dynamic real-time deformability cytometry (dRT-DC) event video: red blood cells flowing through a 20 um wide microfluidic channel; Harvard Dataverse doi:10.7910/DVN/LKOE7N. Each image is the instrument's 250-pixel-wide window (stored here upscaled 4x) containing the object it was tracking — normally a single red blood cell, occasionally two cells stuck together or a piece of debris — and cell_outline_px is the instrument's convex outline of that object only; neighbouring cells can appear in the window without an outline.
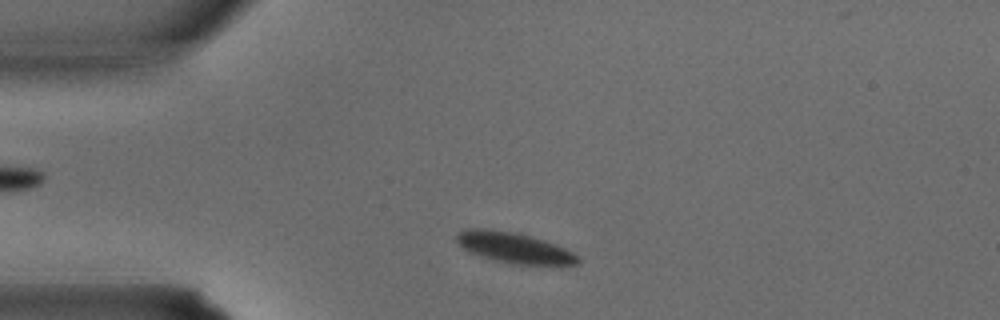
{"species": "common noctule bat (a hibernating species)", "species_latin": "Nyctalus noctula", "temperature_condition": "warm", "stored_images_in_passage": 25, "camera_frame_rate_fps": 3000, "um_per_image_px": 0.085, "animal": {"sex": "male", "body_mass_g": 15.6}, "frame": {"image": 1, "passage_image": 3, "time_ms": 0.667, "image_size_px": [1000, 320], "cell_outline_px": [[580, 264], [512, 264], [492, 260], [468, 252], [456, 240], [456, 236], [464, 228], [492, 228], [520, 232], [544, 240], [564, 248], [572, 252], [580, 260]], "centroid_in_image_um": [43.64, 21.03], "position_along_channel_um": 41.4, "area_um2": 21.79}}
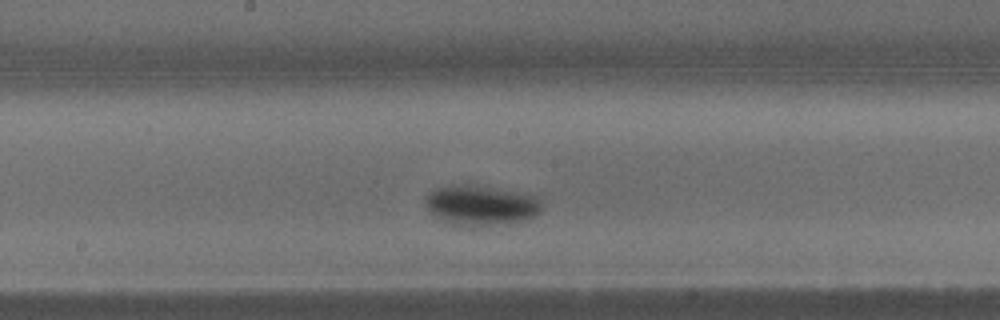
{"frame": {"image": 2, "passage_image": 13, "time_ms": 4.0, "image_size_px": [1000, 320], "cell_outline_px": [[544, 208], [540, 212], [532, 216], [520, 220], [488, 228], [476, 228], [452, 224], [436, 216], [428, 208], [424, 200], [424, 196], [428, 192], [436, 188], [452, 184], [468, 184], [536, 196], [540, 200]], "centroid_in_image_um": [40.85, 17.47], "position_along_channel_um": 207.4, "area_um2": 27.34}}
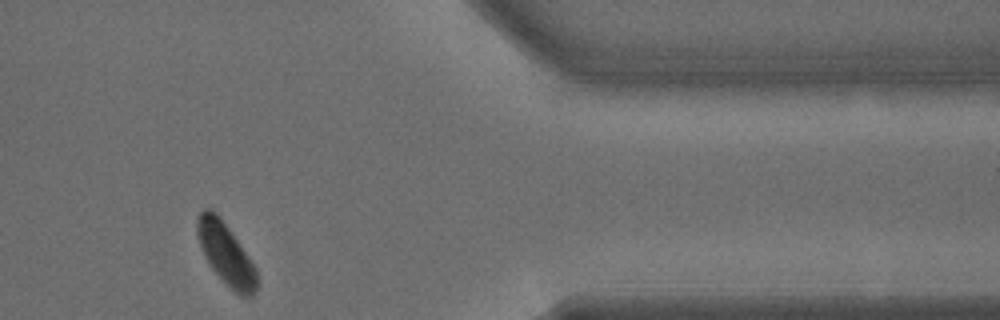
{"frame": {"image": 3, "passage_image": 24, "time_ms": 7.667, "image_size_px": [1000, 320], "cell_outline_px": [[256, 288], [252, 296], [240, 296], [212, 268], [200, 244], [196, 232], [196, 216], [204, 208], [208, 208], [216, 212], [220, 216], [248, 256], [256, 268]], "centroid_in_image_um": [19.18, 21.51], "position_along_channel_um": 392.2, "area_um2": 20.75}}